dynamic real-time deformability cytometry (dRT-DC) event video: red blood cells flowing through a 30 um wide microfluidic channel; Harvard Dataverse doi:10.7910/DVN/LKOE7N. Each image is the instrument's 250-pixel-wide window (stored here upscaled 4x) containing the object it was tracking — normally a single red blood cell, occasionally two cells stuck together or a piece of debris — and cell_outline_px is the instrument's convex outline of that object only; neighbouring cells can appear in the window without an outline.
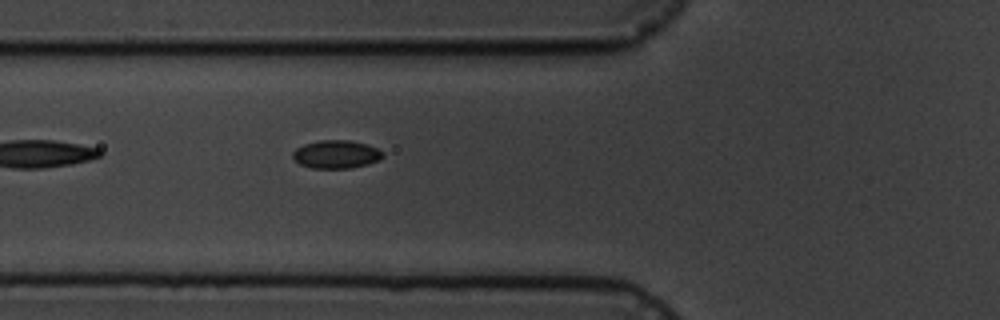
{"species": "common noctule bat (a hibernating species)", "species_latin": "Nyctalus noctula", "temperature_condition": "cold", "stored_images_in_passage": 6, "camera_frame_rate_fps": 3000, "um_per_image_px": 0.085, "animal": {"sex": "male", "body_mass_g": 19.5, "forearm_length_mm": 54.6}, "frame": {"image": 1, "passage_image": 6, "time_ms": 5.667, "image_size_px": [1000, 320], "cell_outline_px": [[384, 156], [380, 160], [368, 164], [348, 168], [312, 168], [300, 164], [292, 156], [292, 152], [296, 148], [304, 144], [320, 140], [348, 140], [364, 144], [376, 148], [384, 152]], "centroid_in_image_um": [28.58, 13.12], "position_along_channel_um": 97.2, "area_um2": 14.68}}